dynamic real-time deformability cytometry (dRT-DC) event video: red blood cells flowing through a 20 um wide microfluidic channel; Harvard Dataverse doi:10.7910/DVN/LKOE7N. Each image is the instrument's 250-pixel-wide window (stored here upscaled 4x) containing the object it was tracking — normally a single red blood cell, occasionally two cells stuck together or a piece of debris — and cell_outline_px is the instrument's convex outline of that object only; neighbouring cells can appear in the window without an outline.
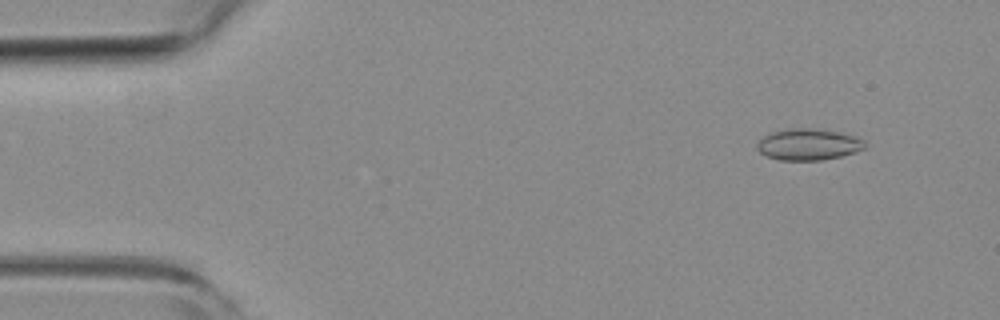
{"species": "common noctule bat (a hibernating species)", "species_latin": "Nyctalus noctula", "temperature_condition": "room temperature", "stored_images_in_passage": 55, "camera_frame_rate_fps": 3000, "um_per_image_px": 0.085, "animal": {"sex": "female", "body_mass_g": 19.3, "forearm_length_mm": 54.1}, "frame": {"image": 1, "passage_image": 5, "time_ms": 1.333, "image_size_px": [1000, 320], "cell_outline_px": [[864, 148], [856, 152], [840, 156], [820, 160], [780, 160], [764, 156], [756, 148], [756, 144], [764, 136], [772, 132], [788, 128], [824, 128], [856, 136], [864, 140]], "centroid_in_image_um": [68.7, 12.26], "position_along_channel_um": 16.3, "area_um2": 19.94}}
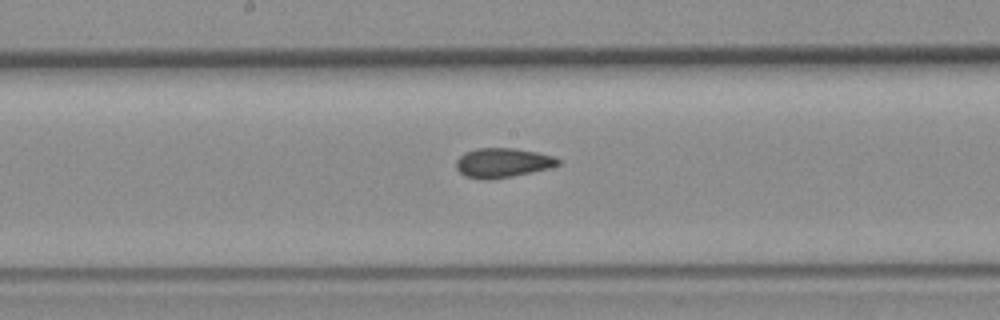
{"frame": {"image": 2, "passage_image": 28, "time_ms": 9.0, "image_size_px": [1000, 320], "cell_outline_px": [[560, 164], [552, 168], [512, 176], [484, 180], [480, 180], [464, 176], [456, 168], [456, 160], [464, 152], [476, 148], [516, 148], [556, 156], [560, 160]], "centroid_in_image_um": [42.73, 13.83], "position_along_channel_um": 205.5, "area_um2": 17.74}}
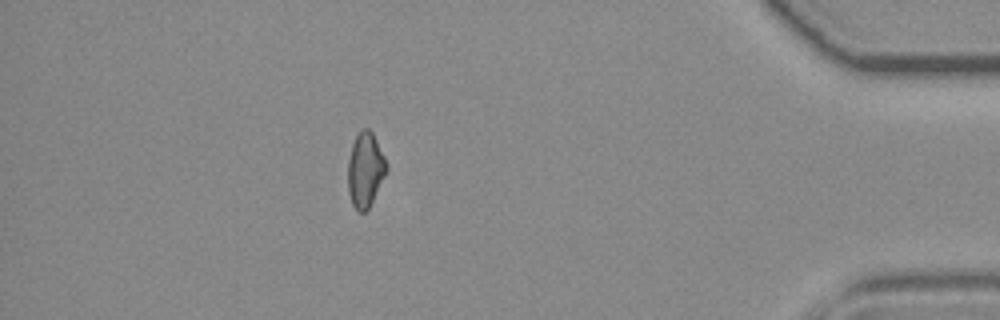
{"frame": {"image": 3, "passage_image": 48, "time_ms": 15.667, "image_size_px": [1000, 320], "cell_outline_px": [[388, 168], [368, 208], [364, 212], [360, 212], [352, 204], [348, 192], [348, 160], [352, 144], [356, 136], [364, 128], [368, 128], [372, 132], [388, 164]], "centroid_in_image_um": [31.04, 14.42], "position_along_channel_um": 404.2, "area_um2": 16.47}, "authors_computed_cell_mechanics": {"area_um2": 17.3978, "velocity_mm_per_s": 3.7473, "shape_relaxation_time_tau1_ms": null, "shape_relaxation_time_tau2_ms": 3.0802, "deformation_change_tau1": null, "deformation_change_tau2": 0.0573}}